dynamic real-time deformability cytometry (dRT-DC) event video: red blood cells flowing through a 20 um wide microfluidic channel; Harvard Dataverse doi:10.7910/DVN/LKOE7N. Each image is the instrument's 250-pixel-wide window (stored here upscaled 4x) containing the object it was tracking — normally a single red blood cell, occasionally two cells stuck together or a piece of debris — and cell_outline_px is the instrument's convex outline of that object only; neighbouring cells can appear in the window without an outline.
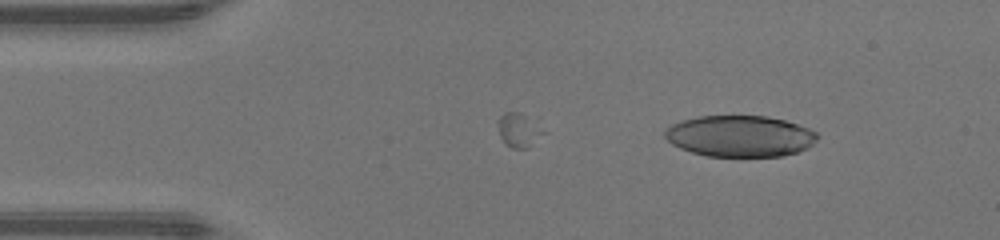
{"species": "human", "species_latin": "Homo sapiens", "temperature_condition": "warm", "stored_images_in_passage": 42, "camera_frame_rate_fps": 3000, "um_per_image_px": 0.085, "donor": {"sex": "male"}, "frame": {"image": 1, "passage_image": 5, "time_ms": 1.333, "image_size_px": [1000, 240], "cell_outline_px": [[820, 136], [808, 148], [784, 156], [708, 156], [692, 152], [680, 148], [672, 144], [664, 136], [664, 128], [680, 120], [696, 116], [768, 116], [784, 120], [808, 128], [816, 132]], "centroid_in_image_um": [62.87, 11.56], "position_along_channel_um": 22.1, "area_um2": 36.82}}
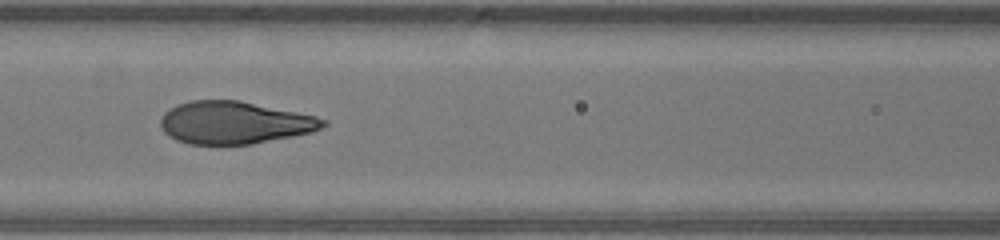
{"frame": {"image": 2, "passage_image": 19, "time_ms": 6.0, "image_size_px": [1000, 240], "cell_outline_px": [[328, 124], [312, 132], [252, 144], [216, 148], [188, 144], [176, 140], [168, 136], [164, 132], [160, 124], [160, 120], [164, 112], [176, 104], [192, 100], [240, 100], [316, 116], [328, 120]], "centroid_in_image_um": [19.88, 10.46], "position_along_channel_um": 146.7, "area_um2": 41.27}}
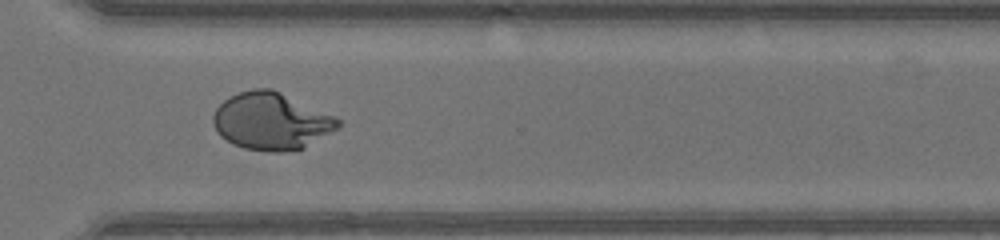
{"frame": {"image": 3, "passage_image": 33, "time_ms": 10.667, "image_size_px": [1000, 240], "cell_outline_px": [[340, 128], [304, 148], [280, 152], [264, 152], [244, 148], [232, 144], [220, 136], [216, 132], [212, 120], [212, 116], [216, 108], [224, 100], [240, 92], [252, 88], [272, 88], [336, 116], [340, 120]], "centroid_in_image_um": [23.07, 10.31], "position_along_channel_um": 347.5, "area_um2": 42.02}, "authors_computed_cell_mechanics": {"area_um2": 39.9976, "velocity_mm_per_s": 4.3133, "shape_relaxation_time_tau1_ms": 4.6472, "shape_relaxation_time_tau2_ms": null, "deformation_change_tau1": 0.2846, "deformation_change_tau2": null}}